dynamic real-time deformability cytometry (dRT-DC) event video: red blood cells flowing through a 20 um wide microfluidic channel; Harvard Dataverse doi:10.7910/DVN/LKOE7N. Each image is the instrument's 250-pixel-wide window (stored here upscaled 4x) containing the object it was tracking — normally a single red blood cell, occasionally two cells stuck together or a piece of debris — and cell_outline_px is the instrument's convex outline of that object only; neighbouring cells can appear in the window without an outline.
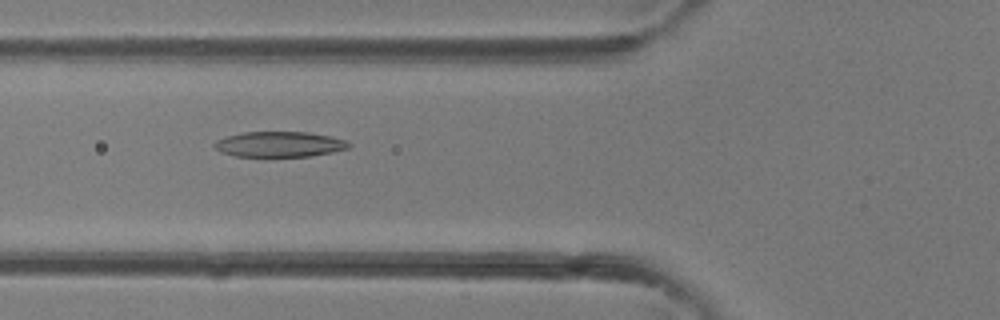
{"species": "common noctule bat (a hibernating species)", "species_latin": "Nyctalus noctula", "temperature_condition": "room temperature", "stored_images_in_passage": 30, "camera_frame_rate_fps": 3000, "um_per_image_px": 0.085, "animal": {"sex": "female"}, "frame": {"image": 1, "passage_image": 5, "time_ms": 1.333, "image_size_px": [1000, 320], "cell_outline_px": [[352, 144], [348, 148], [332, 152], [308, 156], [236, 156], [220, 152], [212, 144], [216, 140], [228, 136], [244, 132], [308, 132], [332, 136], [344, 140]], "centroid_in_image_um": [23.75, 12.26], "position_along_channel_um": 102.0, "area_um2": 19.77}}
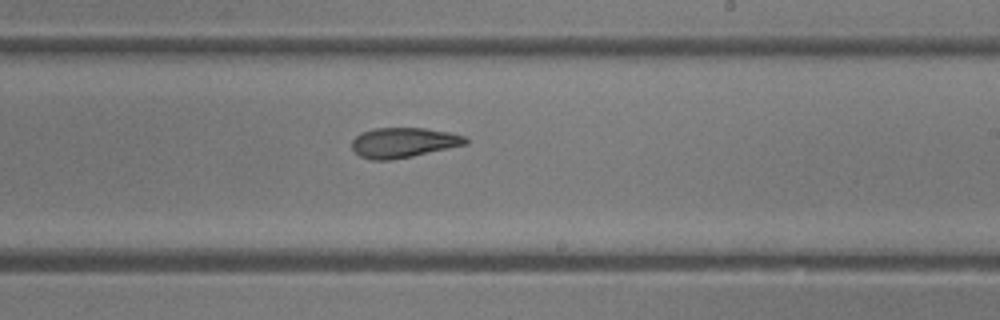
{"frame": {"image": 2, "passage_image": 14, "time_ms": 4.333, "image_size_px": [1000, 320], "cell_outline_px": [[468, 144], [412, 156], [388, 160], [372, 160], [360, 156], [352, 148], [352, 140], [360, 132], [376, 128], [424, 128], [452, 132], [464, 136], [468, 140]], "centroid_in_image_um": [34.3, 12.11], "position_along_channel_um": 254.7, "area_um2": 19.88}}
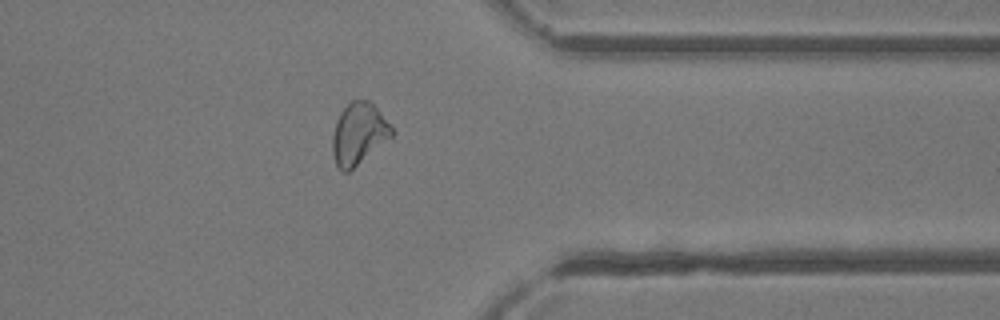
{"frame": {"image": 3, "passage_image": 22, "time_ms": 7.0, "image_size_px": [1000, 320], "cell_outline_px": [[396, 132], [392, 136], [348, 172], [344, 172], [336, 164], [332, 152], [332, 136], [336, 120], [340, 112], [352, 100], [368, 100], [380, 112]], "centroid_in_image_um": [30.48, 11.36], "position_along_channel_um": 380.9, "area_um2": 20.98}}